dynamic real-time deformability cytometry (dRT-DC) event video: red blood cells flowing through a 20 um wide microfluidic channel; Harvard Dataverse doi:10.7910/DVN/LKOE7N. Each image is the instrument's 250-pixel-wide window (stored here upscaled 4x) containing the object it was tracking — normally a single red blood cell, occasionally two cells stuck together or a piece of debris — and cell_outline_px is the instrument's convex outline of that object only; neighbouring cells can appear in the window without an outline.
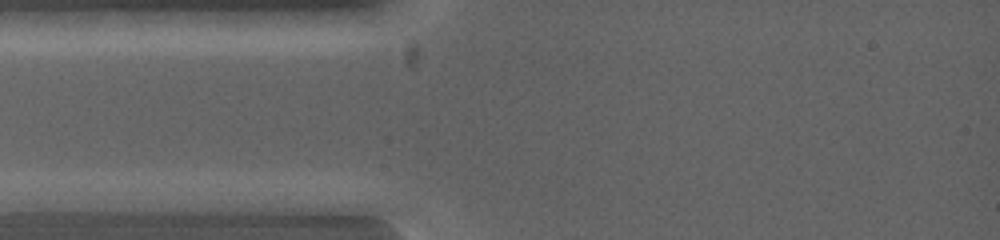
{"species": "common noctule bat (a hibernating species)", "species_latin": "Nyctalus noctula", "temperature_condition": "warm", "stored_images_in_passage": 5, "camera_frame_rate_fps": 5000, "um_per_image_px": 0.085, "animal": {"sex": "female", "body_mass_g": 19.0, "forearm_length_mm": 53.3}, "frame": {"image": 1, "passage_image": 2, "time_ms": 0.4, "image_size_px": [1000, 240], "cell_outline_px": [[308, 200], [304, 216], [300, 216], [236, 208], [212, 200], [272, 192], [288, 192]], "centroid_in_image_um": [22.91, 17.26], "position_along_channel_um": 62.1, "area_um2": 10.17}}